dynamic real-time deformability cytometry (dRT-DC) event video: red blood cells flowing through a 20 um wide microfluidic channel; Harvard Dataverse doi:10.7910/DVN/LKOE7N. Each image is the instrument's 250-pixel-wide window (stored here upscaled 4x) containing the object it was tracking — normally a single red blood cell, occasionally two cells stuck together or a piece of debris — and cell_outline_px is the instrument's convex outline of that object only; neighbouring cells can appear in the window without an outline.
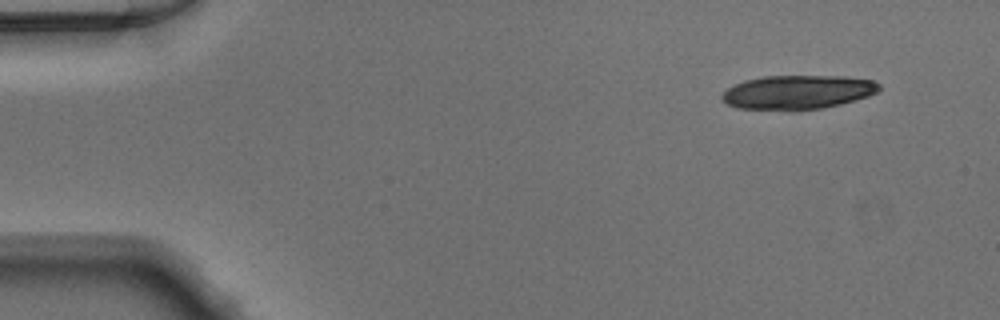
{"species": "Egyptian fruit bat (a non-hibernating species)", "species_latin": "Rousettus aegyptiacus", "temperature_condition": "warm", "stored_images_in_passage": 14, "camera_frame_rate_fps": 3000, "um_per_image_px": 0.085, "animal": {"sex": "male"}, "frame": {"image": 1, "passage_image": 1, "time_ms": 0.0, "image_size_px": [1000, 320], "cell_outline_px": [[880, 88], [876, 92], [868, 96], [840, 104], [820, 108], [792, 112], [736, 108], [720, 100], [720, 96], [728, 88], [744, 80], [760, 76], [844, 76], [872, 80], [880, 84]], "centroid_in_image_um": [67.74, 7.85], "position_along_channel_um": 17.3, "area_um2": 31.67}}
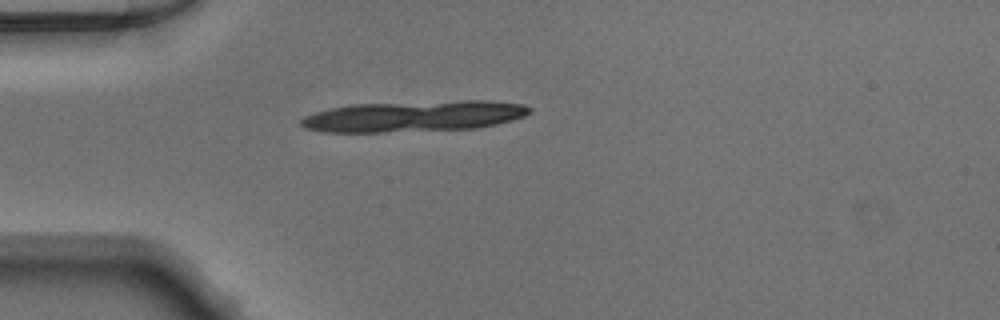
{"frame": {"image": 2, "passage_image": 10, "time_ms": 3.0, "image_size_px": [1000, 320], "cell_outline_px": [[532, 112], [524, 116], [512, 120], [496, 124], [476, 128], [380, 132], [324, 132], [304, 128], [300, 124], [300, 120], [304, 116], [316, 112], [332, 108], [352, 104], [464, 100], [492, 100], [524, 104], [532, 108]], "centroid_in_image_um": [35.21, 9.87], "position_along_channel_um": 49.8, "area_um2": 41.33}}